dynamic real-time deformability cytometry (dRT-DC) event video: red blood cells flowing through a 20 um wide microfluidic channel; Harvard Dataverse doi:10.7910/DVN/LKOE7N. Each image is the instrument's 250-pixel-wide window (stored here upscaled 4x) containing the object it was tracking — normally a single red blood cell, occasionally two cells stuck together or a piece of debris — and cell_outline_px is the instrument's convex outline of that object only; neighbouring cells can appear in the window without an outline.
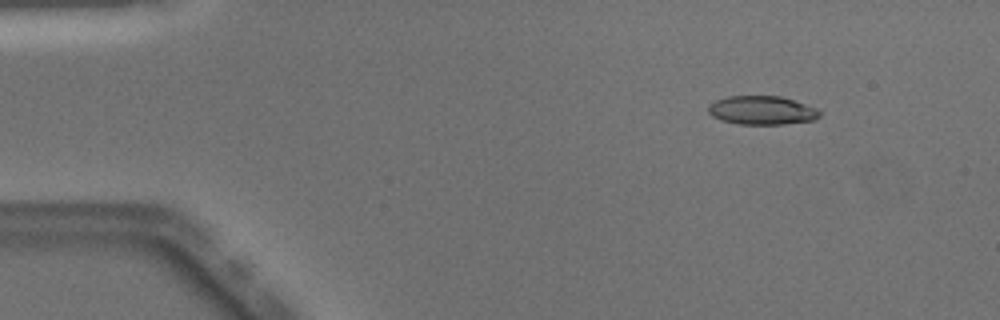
{"species": "Egyptian fruit bat (a non-hibernating species)", "species_latin": "Rousettus aegyptiacus", "temperature_condition": "warm", "stored_images_in_passage": 48, "camera_frame_rate_fps": 3000, "um_per_image_px": 0.085, "animal": {"sex": "male"}, "frame": {"image": 1, "passage_image": 5, "time_ms": 1.333, "image_size_px": [1000, 320], "cell_outline_px": [[820, 116], [812, 120], [784, 124], [736, 124], [720, 120], [712, 116], [708, 112], [708, 104], [716, 100], [728, 96], [780, 96], [816, 108], [820, 112]], "centroid_in_image_um": [64.71, 9.38], "position_along_channel_um": 20.3, "area_um2": 18.55}}
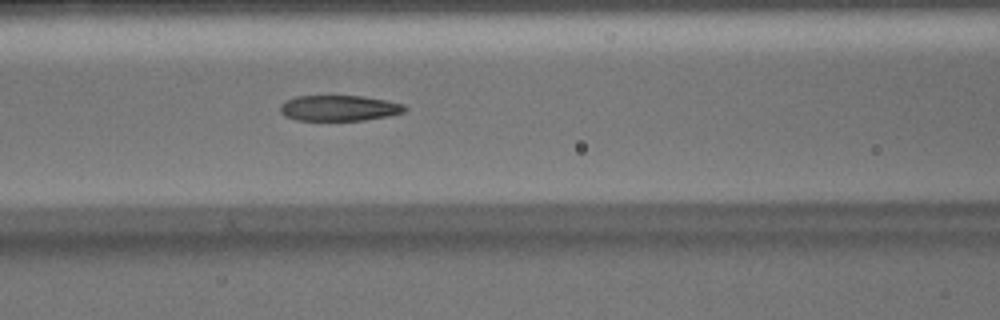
{"frame": {"image": 2, "passage_image": 20, "time_ms": 6.333, "image_size_px": [1000, 320], "cell_outline_px": [[408, 108], [404, 112], [388, 116], [364, 120], [296, 120], [284, 116], [280, 112], [280, 104], [296, 96], [364, 96], [404, 104]], "centroid_in_image_um": [28.82, 9.19], "position_along_channel_um": 137.8, "area_um2": 18.61}}
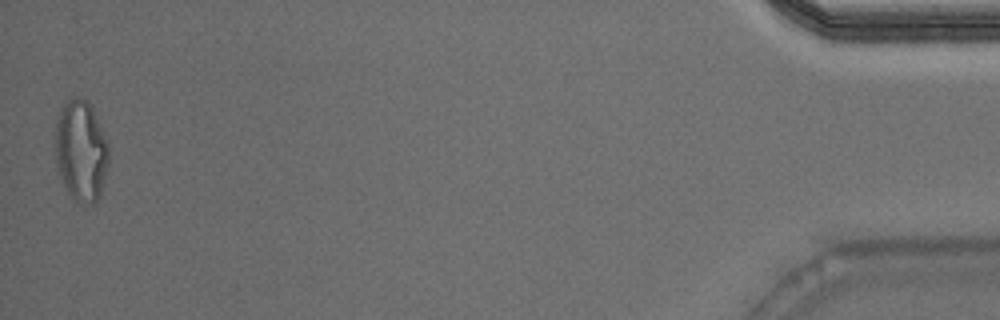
{"frame": {"image": 3, "passage_image": 48, "time_ms": 15.667, "image_size_px": [1000, 320], "cell_outline_px": [[108, 164], [100, 196], [96, 204], [80, 204], [68, 192], [64, 184], [56, 164], [56, 120], [60, 108], [68, 100], [76, 96], [88, 100], [108, 140]], "centroid_in_image_um": [6.9, 12.81], "position_along_channel_um": 428.3, "area_um2": 31.62}, "authors_computed_cell_mechanics": {"area_um2": 19.7676, "velocity_mm_per_s": 4.0795, "shape_relaxation_time_tau1_ms": null, "shape_relaxation_time_tau2_ms": 1.8603, "deformation_change_tau1": null, "deformation_change_tau2": 0.1145}}